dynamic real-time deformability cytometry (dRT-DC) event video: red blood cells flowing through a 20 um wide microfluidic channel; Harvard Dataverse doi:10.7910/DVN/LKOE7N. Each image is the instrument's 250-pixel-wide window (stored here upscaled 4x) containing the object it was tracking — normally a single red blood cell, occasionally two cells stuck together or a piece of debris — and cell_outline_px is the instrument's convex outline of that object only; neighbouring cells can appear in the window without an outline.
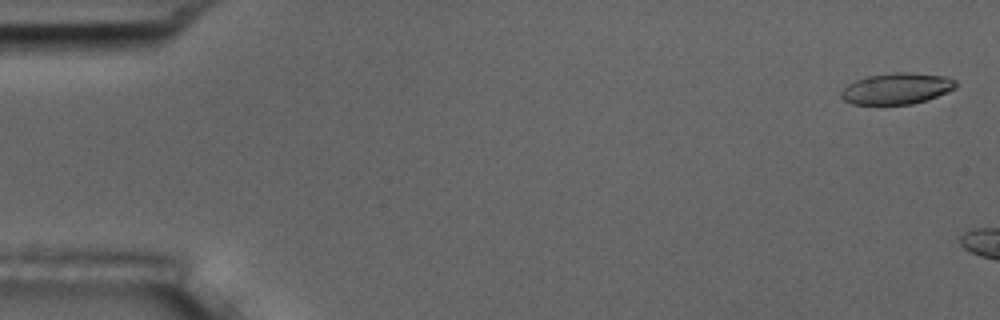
{"species": "common noctule bat (a hibernating species)", "species_latin": "Nyctalus noctula", "temperature_condition": "room temperature", "stored_images_in_passage": 6, "camera_frame_rate_fps": 3000, "um_per_image_px": 0.085, "animal": {"sex": "male", "body_mass_g": 17.5, "forearm_length_mm": 52.3}, "frame": {"image": 1, "passage_image": 1, "time_ms": 0.0, "image_size_px": [1000, 320], "cell_outline_px": [[956, 88], [948, 92], [928, 100], [912, 104], [852, 104], [844, 100], [840, 96], [840, 92], [848, 84], [864, 76], [896, 72], [904, 72], [948, 76], [956, 80]], "centroid_in_image_um": [76.24, 7.52], "position_along_channel_um": 8.8, "area_um2": 21.04}}
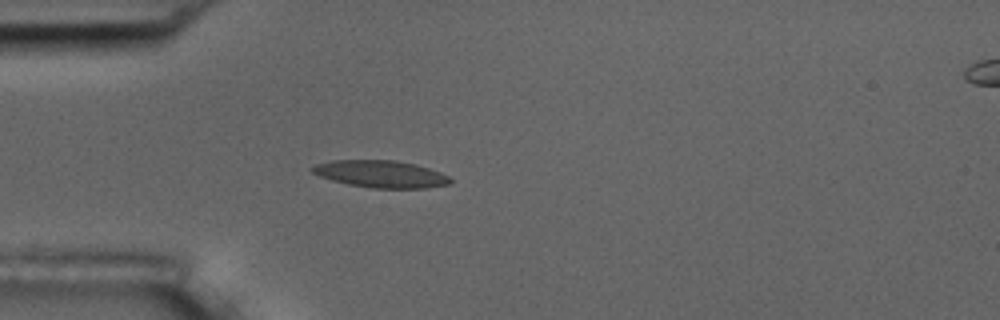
{"frame": {"image": 2, "passage_image": 6, "time_ms": 6.667, "image_size_px": [1000, 320], "cell_outline_px": [[452, 180], [448, 184], [424, 188], [372, 188], [348, 184], [332, 180], [320, 176], [312, 172], [308, 168], [316, 164], [332, 160], [396, 160], [416, 164], [440, 172], [448, 176]], "centroid_in_image_um": [32.34, 14.78], "position_along_channel_um": 52.7, "area_um2": 21.79}}